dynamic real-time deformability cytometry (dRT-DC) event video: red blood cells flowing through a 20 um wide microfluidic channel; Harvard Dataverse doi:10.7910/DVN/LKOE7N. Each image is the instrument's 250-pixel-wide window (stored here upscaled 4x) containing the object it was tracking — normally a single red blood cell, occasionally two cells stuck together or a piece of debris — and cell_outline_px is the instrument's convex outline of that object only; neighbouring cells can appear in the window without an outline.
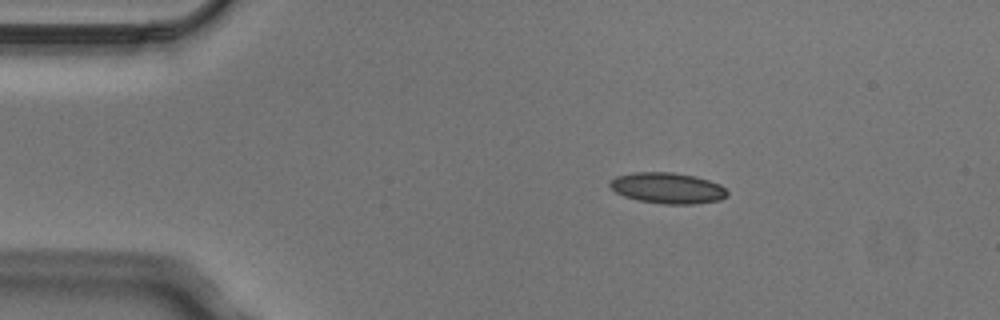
{"species": "Egyptian fruit bat (a non-hibernating species)", "species_latin": "Rousettus aegyptiacus", "temperature_condition": "cold", "stored_images_in_passage": 8, "camera_frame_rate_fps": 3000, "um_per_image_px": 0.085, "animal": {"sex": "male"}, "frame": {"image": 1, "passage_image": 1, "time_ms": 0.0, "image_size_px": [1000, 320], "cell_outline_px": [[728, 196], [720, 200], [696, 204], [664, 204], [636, 200], [624, 196], [616, 192], [608, 184], [616, 176], [632, 172], [672, 172], [696, 176], [720, 184], [728, 192]], "centroid_in_image_um": [56.76, 15.99], "position_along_channel_um": 28.2, "area_um2": 21.27}}
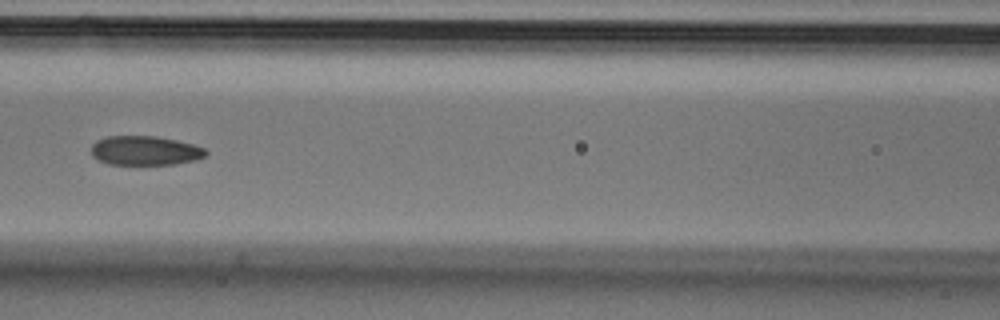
{"frame": {"image": 2, "passage_image": 5, "time_ms": 1.333, "image_size_px": [1000, 320], "cell_outline_px": [[208, 152], [204, 156], [196, 160], [176, 164], [108, 164], [92, 156], [92, 144], [96, 140], [108, 136], [156, 136], [176, 140], [192, 144], [204, 148]], "centroid_in_image_um": [12.33, 12.8], "position_along_channel_um": 154.3, "area_um2": 19.48}}
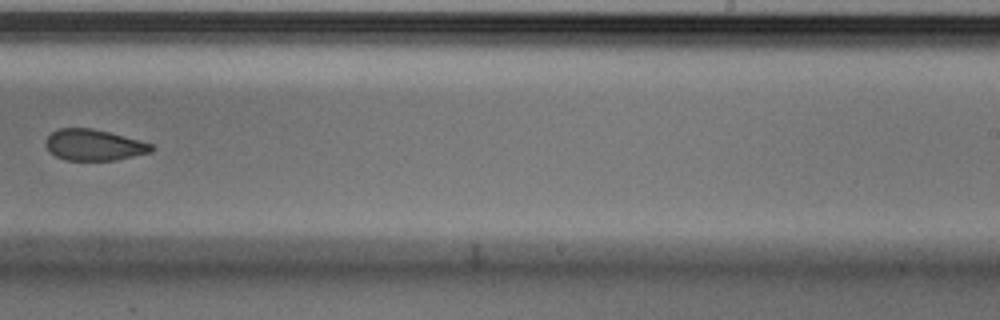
{"frame": {"image": 3, "passage_image": 8, "time_ms": 2.333, "image_size_px": [1000, 320], "cell_outline_px": [[156, 148], [152, 152], [116, 160], [64, 160], [56, 156], [44, 144], [48, 136], [52, 132], [60, 128], [92, 128], [108, 132], [152, 144]], "centroid_in_image_um": [7.99, 12.33], "position_along_channel_um": 281.0, "area_um2": 19.02}}